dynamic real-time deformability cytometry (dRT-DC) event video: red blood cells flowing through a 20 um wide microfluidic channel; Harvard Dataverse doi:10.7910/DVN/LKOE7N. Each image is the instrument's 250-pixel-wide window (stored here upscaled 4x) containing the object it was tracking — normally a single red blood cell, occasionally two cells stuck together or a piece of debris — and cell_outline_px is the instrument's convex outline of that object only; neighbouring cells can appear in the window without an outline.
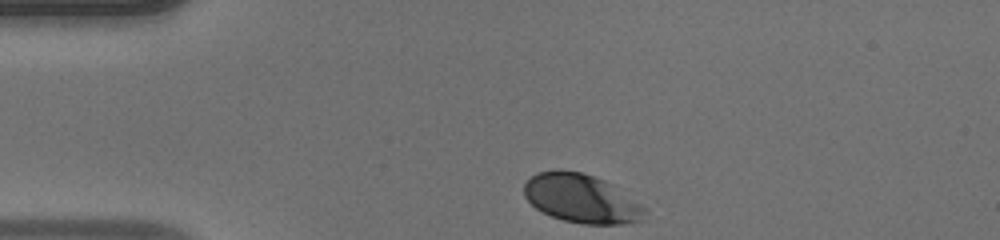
{"species": "human", "species_latin": "Homo sapiens", "temperature_condition": "warm", "stored_images_in_passage": 32, "camera_frame_rate_fps": 3000, "um_per_image_px": 0.085, "donor": {"sex": "male"}, "frame": {"image": 1, "passage_image": 1, "time_ms": 0.0, "image_size_px": [1000, 240], "cell_outline_px": [[648, 208], [640, 220], [620, 224], [580, 224], [564, 220], [552, 216], [536, 208], [524, 196], [524, 184], [532, 176], [540, 172], [556, 168], [580, 172], [616, 184]], "centroid_in_image_um": [49.46, 16.86], "position_along_channel_um": 35.5, "area_um2": 34.56}}
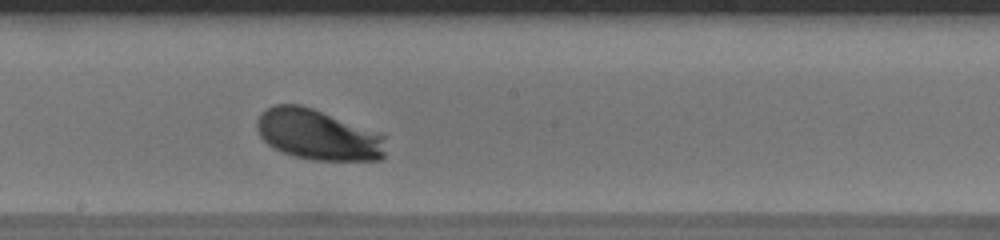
{"frame": {"image": 2, "passage_image": 18, "time_ms": 5.667, "image_size_px": [1000, 240], "cell_outline_px": [[384, 156], [380, 160], [312, 160], [296, 156], [284, 152], [268, 144], [260, 136], [256, 128], [256, 120], [260, 112], [276, 104], [300, 104], [312, 108], [384, 136]], "centroid_in_image_um": [26.96, 11.45], "position_along_channel_um": 221.2, "area_um2": 37.28}}
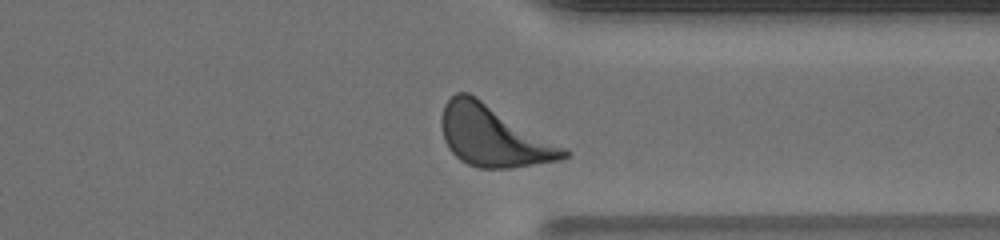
{"frame": {"image": 3, "passage_image": 29, "time_ms": 9.333, "image_size_px": [1000, 240], "cell_outline_px": [[568, 156], [560, 160], [512, 168], [476, 168], [460, 160], [448, 148], [444, 140], [440, 124], [440, 120], [444, 104], [456, 92], [468, 92], [476, 96], [564, 148], [568, 152]], "centroid_in_image_um": [41.87, 11.56], "position_along_channel_um": 369.5, "area_um2": 42.95}}